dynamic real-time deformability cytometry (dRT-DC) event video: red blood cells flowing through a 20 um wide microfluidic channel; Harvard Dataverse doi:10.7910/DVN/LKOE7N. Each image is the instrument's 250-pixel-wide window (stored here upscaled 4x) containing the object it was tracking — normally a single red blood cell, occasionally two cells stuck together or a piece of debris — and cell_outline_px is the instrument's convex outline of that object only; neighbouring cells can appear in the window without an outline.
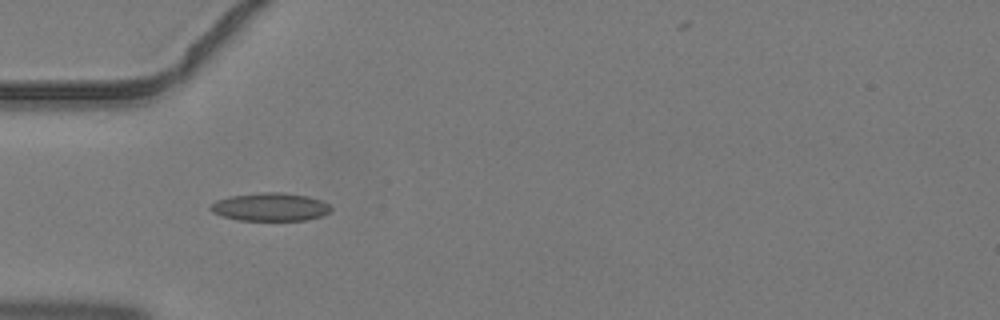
{"species": "common noctule bat (a hibernating species)", "species_latin": "Nyctalus noctula", "temperature_condition": "warm", "stored_images_in_passage": 4, "camera_frame_rate_fps": 3000, "um_per_image_px": 0.085, "animal": {"sex": "male", "body_mass_g": 19.2, "forearm_length_mm": 51.8}, "frame": {"image": 1, "passage_image": 4, "time_ms": 1.0, "image_size_px": [1000, 320], "cell_outline_px": [[332, 208], [328, 212], [320, 216], [304, 220], [236, 220], [212, 212], [208, 208], [216, 200], [228, 196], [260, 192], [280, 192], [308, 196], [320, 200], [328, 204]], "centroid_in_image_um": [22.93, 17.58], "position_along_channel_um": 62.1, "area_um2": 19.65}}